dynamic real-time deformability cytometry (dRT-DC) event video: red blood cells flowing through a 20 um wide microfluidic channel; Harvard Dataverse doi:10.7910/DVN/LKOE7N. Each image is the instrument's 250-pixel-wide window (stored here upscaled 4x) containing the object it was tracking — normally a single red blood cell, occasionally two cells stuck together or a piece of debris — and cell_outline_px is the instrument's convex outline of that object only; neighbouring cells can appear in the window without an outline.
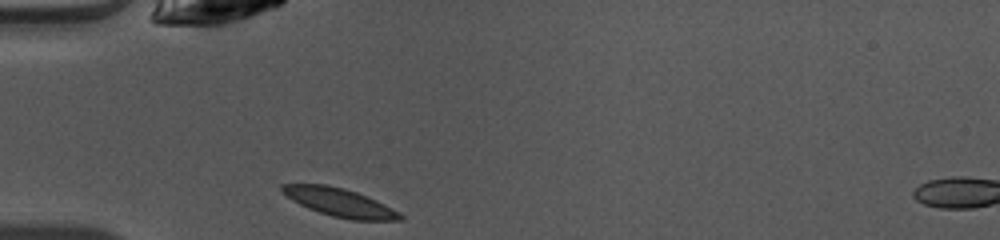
{"species": "common noctule bat (a hibernating species)", "species_latin": "Nyctalus noctula", "temperature_condition": "warm", "stored_images_in_passage": 35, "camera_frame_rate_fps": 3000, "um_per_image_px": 0.085, "animal": {"sex": "female", "body_mass_g": 10.0, "forearm_length_mm": 53.1}, "frame": {"image": 1, "passage_image": 1, "time_ms": 0.0, "image_size_px": [1000, 240], "cell_outline_px": [[404, 220], [352, 220], [332, 216], [308, 208], [292, 200], [280, 192], [280, 184], [324, 184], [344, 188], [356, 192], [376, 200], [400, 212], [404, 216]], "centroid_in_image_um": [28.86, 17.2], "position_along_channel_um": 56.1, "area_um2": 19.42}}
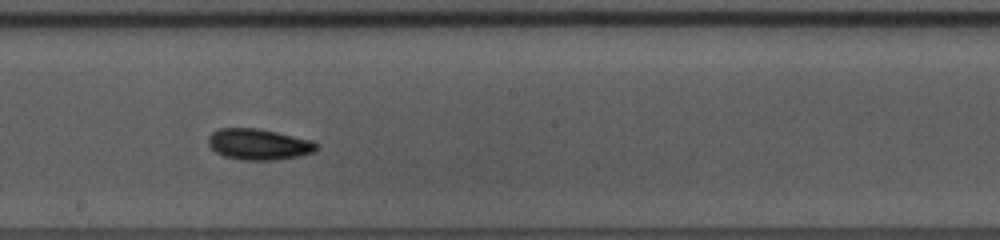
{"frame": {"image": 2, "passage_image": 14, "time_ms": 4.333, "image_size_px": [1000, 240], "cell_outline_px": [[320, 144], [316, 152], [276, 160], [240, 160], [224, 156], [216, 152], [208, 144], [208, 136], [212, 132], [220, 128], [256, 128], [276, 132], [312, 140]], "centroid_in_image_um": [22.0, 12.27], "position_along_channel_um": 226.2, "area_um2": 19.65}}
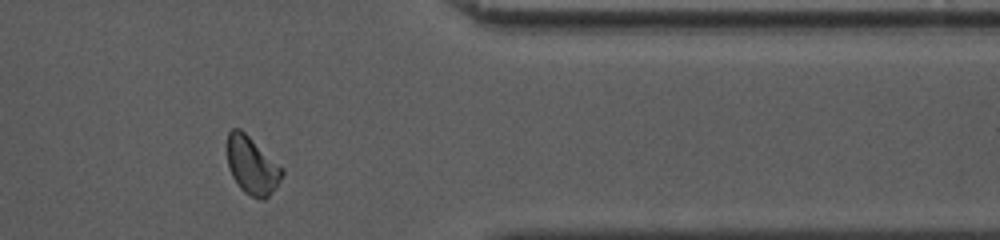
{"frame": {"image": 3, "passage_image": 27, "time_ms": 8.667, "image_size_px": [1000, 240], "cell_outline_px": [[284, 172], [276, 188], [264, 200], [260, 200], [244, 192], [240, 188], [232, 176], [228, 168], [228, 132], [232, 128], [240, 128], [284, 168]], "centroid_in_image_um": [21.44, 14.08], "position_along_channel_um": 390.0, "area_um2": 18.44}, "authors_computed_cell_mechanics": {"area_um2": 18.4382, "velocity_mm_per_s": 4.0677, "shape_relaxation_time_tau1_ms": 2.8915, "shape_relaxation_time_tau2_ms": 3.4076, "deformation_change_tau1": 0.0924, "deformation_change_tau2": 0.0845}}